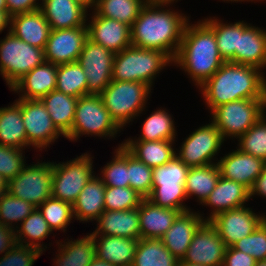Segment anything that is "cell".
<instances>
[{
	"label": "cell",
	"mask_w": 266,
	"mask_h": 266,
	"mask_svg": "<svg viewBox=\"0 0 266 266\" xmlns=\"http://www.w3.org/2000/svg\"><path fill=\"white\" fill-rule=\"evenodd\" d=\"M169 4L147 2L131 25V43L136 48L160 50L174 60L189 18L165 9Z\"/></svg>",
	"instance_id": "1"
},
{
	"label": "cell",
	"mask_w": 266,
	"mask_h": 266,
	"mask_svg": "<svg viewBox=\"0 0 266 266\" xmlns=\"http://www.w3.org/2000/svg\"><path fill=\"white\" fill-rule=\"evenodd\" d=\"M259 68L224 62L199 88L212 112L239 99H266V78Z\"/></svg>",
	"instance_id": "2"
},
{
	"label": "cell",
	"mask_w": 266,
	"mask_h": 266,
	"mask_svg": "<svg viewBox=\"0 0 266 266\" xmlns=\"http://www.w3.org/2000/svg\"><path fill=\"white\" fill-rule=\"evenodd\" d=\"M224 62L214 30L204 20L195 25L187 23L173 63L184 69L200 87Z\"/></svg>",
	"instance_id": "3"
},
{
	"label": "cell",
	"mask_w": 266,
	"mask_h": 266,
	"mask_svg": "<svg viewBox=\"0 0 266 266\" xmlns=\"http://www.w3.org/2000/svg\"><path fill=\"white\" fill-rule=\"evenodd\" d=\"M173 60L160 50L134 46L115 53L112 80L143 82L150 87L155 76Z\"/></svg>",
	"instance_id": "4"
},
{
	"label": "cell",
	"mask_w": 266,
	"mask_h": 266,
	"mask_svg": "<svg viewBox=\"0 0 266 266\" xmlns=\"http://www.w3.org/2000/svg\"><path fill=\"white\" fill-rule=\"evenodd\" d=\"M151 87L143 82L114 81L100 94L105 108L122 129L145 109Z\"/></svg>",
	"instance_id": "5"
},
{
	"label": "cell",
	"mask_w": 266,
	"mask_h": 266,
	"mask_svg": "<svg viewBox=\"0 0 266 266\" xmlns=\"http://www.w3.org/2000/svg\"><path fill=\"white\" fill-rule=\"evenodd\" d=\"M189 169L177 156L164 165L152 168V192L147 199L164 208L182 212L190 210L183 205V201L188 199L185 184Z\"/></svg>",
	"instance_id": "6"
},
{
	"label": "cell",
	"mask_w": 266,
	"mask_h": 266,
	"mask_svg": "<svg viewBox=\"0 0 266 266\" xmlns=\"http://www.w3.org/2000/svg\"><path fill=\"white\" fill-rule=\"evenodd\" d=\"M120 130L100 95L88 94L78 98L72 129L65 138L77 141L79 136L86 134L114 138Z\"/></svg>",
	"instance_id": "7"
},
{
	"label": "cell",
	"mask_w": 266,
	"mask_h": 266,
	"mask_svg": "<svg viewBox=\"0 0 266 266\" xmlns=\"http://www.w3.org/2000/svg\"><path fill=\"white\" fill-rule=\"evenodd\" d=\"M44 62L43 49L24 42L10 31L0 41V74L9 88Z\"/></svg>",
	"instance_id": "8"
},
{
	"label": "cell",
	"mask_w": 266,
	"mask_h": 266,
	"mask_svg": "<svg viewBox=\"0 0 266 266\" xmlns=\"http://www.w3.org/2000/svg\"><path fill=\"white\" fill-rule=\"evenodd\" d=\"M266 99H239L216 107L211 122L223 138L243 135L266 112Z\"/></svg>",
	"instance_id": "9"
},
{
	"label": "cell",
	"mask_w": 266,
	"mask_h": 266,
	"mask_svg": "<svg viewBox=\"0 0 266 266\" xmlns=\"http://www.w3.org/2000/svg\"><path fill=\"white\" fill-rule=\"evenodd\" d=\"M88 153L66 163H52V197L73 205L94 176L93 161Z\"/></svg>",
	"instance_id": "10"
},
{
	"label": "cell",
	"mask_w": 266,
	"mask_h": 266,
	"mask_svg": "<svg viewBox=\"0 0 266 266\" xmlns=\"http://www.w3.org/2000/svg\"><path fill=\"white\" fill-rule=\"evenodd\" d=\"M7 192L30 202L36 208L52 197V162H37L8 181Z\"/></svg>",
	"instance_id": "11"
},
{
	"label": "cell",
	"mask_w": 266,
	"mask_h": 266,
	"mask_svg": "<svg viewBox=\"0 0 266 266\" xmlns=\"http://www.w3.org/2000/svg\"><path fill=\"white\" fill-rule=\"evenodd\" d=\"M114 57L115 53L87 38L78 58L87 78V95H100L110 84Z\"/></svg>",
	"instance_id": "12"
},
{
	"label": "cell",
	"mask_w": 266,
	"mask_h": 266,
	"mask_svg": "<svg viewBox=\"0 0 266 266\" xmlns=\"http://www.w3.org/2000/svg\"><path fill=\"white\" fill-rule=\"evenodd\" d=\"M224 140L212 122L195 129L184 140L176 156L189 167L211 165L214 164L212 159L214 160L213 157L221 149Z\"/></svg>",
	"instance_id": "13"
},
{
	"label": "cell",
	"mask_w": 266,
	"mask_h": 266,
	"mask_svg": "<svg viewBox=\"0 0 266 266\" xmlns=\"http://www.w3.org/2000/svg\"><path fill=\"white\" fill-rule=\"evenodd\" d=\"M21 114L29 147L36 149L49 147V144L61 135L65 137L53 124L49 112L40 99H22Z\"/></svg>",
	"instance_id": "14"
},
{
	"label": "cell",
	"mask_w": 266,
	"mask_h": 266,
	"mask_svg": "<svg viewBox=\"0 0 266 266\" xmlns=\"http://www.w3.org/2000/svg\"><path fill=\"white\" fill-rule=\"evenodd\" d=\"M266 219V216L254 213L249 207H239L217 214L209 220L227 247L252 234Z\"/></svg>",
	"instance_id": "15"
},
{
	"label": "cell",
	"mask_w": 266,
	"mask_h": 266,
	"mask_svg": "<svg viewBox=\"0 0 266 266\" xmlns=\"http://www.w3.org/2000/svg\"><path fill=\"white\" fill-rule=\"evenodd\" d=\"M227 245L222 241L216 229L209 221H205L195 232L184 263L204 266H222Z\"/></svg>",
	"instance_id": "16"
},
{
	"label": "cell",
	"mask_w": 266,
	"mask_h": 266,
	"mask_svg": "<svg viewBox=\"0 0 266 266\" xmlns=\"http://www.w3.org/2000/svg\"><path fill=\"white\" fill-rule=\"evenodd\" d=\"M87 38V27L51 29L44 50L45 61L56 65L77 62Z\"/></svg>",
	"instance_id": "17"
},
{
	"label": "cell",
	"mask_w": 266,
	"mask_h": 266,
	"mask_svg": "<svg viewBox=\"0 0 266 266\" xmlns=\"http://www.w3.org/2000/svg\"><path fill=\"white\" fill-rule=\"evenodd\" d=\"M92 21L87 25L88 38L113 53L132 46L131 27L118 20L97 15L95 12Z\"/></svg>",
	"instance_id": "18"
},
{
	"label": "cell",
	"mask_w": 266,
	"mask_h": 266,
	"mask_svg": "<svg viewBox=\"0 0 266 266\" xmlns=\"http://www.w3.org/2000/svg\"><path fill=\"white\" fill-rule=\"evenodd\" d=\"M223 178L242 183L249 190L263 172L266 162L239 149L221 157L217 162Z\"/></svg>",
	"instance_id": "19"
},
{
	"label": "cell",
	"mask_w": 266,
	"mask_h": 266,
	"mask_svg": "<svg viewBox=\"0 0 266 266\" xmlns=\"http://www.w3.org/2000/svg\"><path fill=\"white\" fill-rule=\"evenodd\" d=\"M204 222V217L197 212H181L172 227L160 239L170 253L181 261L186 256L195 232Z\"/></svg>",
	"instance_id": "20"
},
{
	"label": "cell",
	"mask_w": 266,
	"mask_h": 266,
	"mask_svg": "<svg viewBox=\"0 0 266 266\" xmlns=\"http://www.w3.org/2000/svg\"><path fill=\"white\" fill-rule=\"evenodd\" d=\"M51 29L87 27V8L75 0H42L40 5Z\"/></svg>",
	"instance_id": "21"
},
{
	"label": "cell",
	"mask_w": 266,
	"mask_h": 266,
	"mask_svg": "<svg viewBox=\"0 0 266 266\" xmlns=\"http://www.w3.org/2000/svg\"><path fill=\"white\" fill-rule=\"evenodd\" d=\"M250 200V190L242 183L220 176L216 187L202 205L212 207L209 221L217 214L244 206Z\"/></svg>",
	"instance_id": "22"
},
{
	"label": "cell",
	"mask_w": 266,
	"mask_h": 266,
	"mask_svg": "<svg viewBox=\"0 0 266 266\" xmlns=\"http://www.w3.org/2000/svg\"><path fill=\"white\" fill-rule=\"evenodd\" d=\"M57 65L49 62L37 66L10 89L16 93H22V99H41L56 89Z\"/></svg>",
	"instance_id": "23"
},
{
	"label": "cell",
	"mask_w": 266,
	"mask_h": 266,
	"mask_svg": "<svg viewBox=\"0 0 266 266\" xmlns=\"http://www.w3.org/2000/svg\"><path fill=\"white\" fill-rule=\"evenodd\" d=\"M182 211L164 208L144 198L139 206L140 239H160Z\"/></svg>",
	"instance_id": "24"
},
{
	"label": "cell",
	"mask_w": 266,
	"mask_h": 266,
	"mask_svg": "<svg viewBox=\"0 0 266 266\" xmlns=\"http://www.w3.org/2000/svg\"><path fill=\"white\" fill-rule=\"evenodd\" d=\"M93 235L140 239L139 207L125 211L105 210L96 220Z\"/></svg>",
	"instance_id": "25"
},
{
	"label": "cell",
	"mask_w": 266,
	"mask_h": 266,
	"mask_svg": "<svg viewBox=\"0 0 266 266\" xmlns=\"http://www.w3.org/2000/svg\"><path fill=\"white\" fill-rule=\"evenodd\" d=\"M10 32L24 42L45 50L51 27L39 9L11 16Z\"/></svg>",
	"instance_id": "26"
},
{
	"label": "cell",
	"mask_w": 266,
	"mask_h": 266,
	"mask_svg": "<svg viewBox=\"0 0 266 266\" xmlns=\"http://www.w3.org/2000/svg\"><path fill=\"white\" fill-rule=\"evenodd\" d=\"M235 63L253 66L262 70L266 67V30L248 26L240 35L235 49Z\"/></svg>",
	"instance_id": "27"
},
{
	"label": "cell",
	"mask_w": 266,
	"mask_h": 266,
	"mask_svg": "<svg viewBox=\"0 0 266 266\" xmlns=\"http://www.w3.org/2000/svg\"><path fill=\"white\" fill-rule=\"evenodd\" d=\"M93 236L99 259L114 266H132L139 239L108 235Z\"/></svg>",
	"instance_id": "28"
},
{
	"label": "cell",
	"mask_w": 266,
	"mask_h": 266,
	"mask_svg": "<svg viewBox=\"0 0 266 266\" xmlns=\"http://www.w3.org/2000/svg\"><path fill=\"white\" fill-rule=\"evenodd\" d=\"M105 190L106 186L101 177L94 174L72 205L75 219L80 222L93 221L92 219L96 221L105 211Z\"/></svg>",
	"instance_id": "29"
},
{
	"label": "cell",
	"mask_w": 266,
	"mask_h": 266,
	"mask_svg": "<svg viewBox=\"0 0 266 266\" xmlns=\"http://www.w3.org/2000/svg\"><path fill=\"white\" fill-rule=\"evenodd\" d=\"M174 141H125L122 142V146L137 160L154 168L164 165L176 156L173 148Z\"/></svg>",
	"instance_id": "30"
},
{
	"label": "cell",
	"mask_w": 266,
	"mask_h": 266,
	"mask_svg": "<svg viewBox=\"0 0 266 266\" xmlns=\"http://www.w3.org/2000/svg\"><path fill=\"white\" fill-rule=\"evenodd\" d=\"M0 144L20 149L29 147L21 114V98L11 106L0 108Z\"/></svg>",
	"instance_id": "31"
},
{
	"label": "cell",
	"mask_w": 266,
	"mask_h": 266,
	"mask_svg": "<svg viewBox=\"0 0 266 266\" xmlns=\"http://www.w3.org/2000/svg\"><path fill=\"white\" fill-rule=\"evenodd\" d=\"M40 100L49 112L53 124L66 136L72 129L78 98L55 89Z\"/></svg>",
	"instance_id": "32"
},
{
	"label": "cell",
	"mask_w": 266,
	"mask_h": 266,
	"mask_svg": "<svg viewBox=\"0 0 266 266\" xmlns=\"http://www.w3.org/2000/svg\"><path fill=\"white\" fill-rule=\"evenodd\" d=\"M57 242L58 255L55 258V266H89L97 257L96 243L92 233L74 241Z\"/></svg>",
	"instance_id": "33"
},
{
	"label": "cell",
	"mask_w": 266,
	"mask_h": 266,
	"mask_svg": "<svg viewBox=\"0 0 266 266\" xmlns=\"http://www.w3.org/2000/svg\"><path fill=\"white\" fill-rule=\"evenodd\" d=\"M220 176L217 162L211 165L190 167L185 184L187 198L194 195L203 204L216 187Z\"/></svg>",
	"instance_id": "34"
},
{
	"label": "cell",
	"mask_w": 266,
	"mask_h": 266,
	"mask_svg": "<svg viewBox=\"0 0 266 266\" xmlns=\"http://www.w3.org/2000/svg\"><path fill=\"white\" fill-rule=\"evenodd\" d=\"M204 21L214 30L218 51L223 60L235 63V49H238L239 35L249 25L243 21L225 24L215 17Z\"/></svg>",
	"instance_id": "35"
},
{
	"label": "cell",
	"mask_w": 266,
	"mask_h": 266,
	"mask_svg": "<svg viewBox=\"0 0 266 266\" xmlns=\"http://www.w3.org/2000/svg\"><path fill=\"white\" fill-rule=\"evenodd\" d=\"M179 260L164 246L161 239H139L132 266H178Z\"/></svg>",
	"instance_id": "36"
},
{
	"label": "cell",
	"mask_w": 266,
	"mask_h": 266,
	"mask_svg": "<svg viewBox=\"0 0 266 266\" xmlns=\"http://www.w3.org/2000/svg\"><path fill=\"white\" fill-rule=\"evenodd\" d=\"M146 4V0H96L92 9L99 16L118 20L131 27Z\"/></svg>",
	"instance_id": "37"
},
{
	"label": "cell",
	"mask_w": 266,
	"mask_h": 266,
	"mask_svg": "<svg viewBox=\"0 0 266 266\" xmlns=\"http://www.w3.org/2000/svg\"><path fill=\"white\" fill-rule=\"evenodd\" d=\"M15 232L17 244L35 247L38 250L44 251V244H40V241L47 238V236L52 233V230L49 228L47 221L40 211L35 208L32 213L21 222L19 230H15Z\"/></svg>",
	"instance_id": "38"
},
{
	"label": "cell",
	"mask_w": 266,
	"mask_h": 266,
	"mask_svg": "<svg viewBox=\"0 0 266 266\" xmlns=\"http://www.w3.org/2000/svg\"><path fill=\"white\" fill-rule=\"evenodd\" d=\"M175 136L176 129L171 115L164 109H158L145 119L142 134L137 140L129 138L125 141L175 140Z\"/></svg>",
	"instance_id": "39"
},
{
	"label": "cell",
	"mask_w": 266,
	"mask_h": 266,
	"mask_svg": "<svg viewBox=\"0 0 266 266\" xmlns=\"http://www.w3.org/2000/svg\"><path fill=\"white\" fill-rule=\"evenodd\" d=\"M56 90L76 98L87 95V78L78 61L57 65Z\"/></svg>",
	"instance_id": "40"
},
{
	"label": "cell",
	"mask_w": 266,
	"mask_h": 266,
	"mask_svg": "<svg viewBox=\"0 0 266 266\" xmlns=\"http://www.w3.org/2000/svg\"><path fill=\"white\" fill-rule=\"evenodd\" d=\"M37 209L43 215L52 231H66L72 217L74 219L72 205L54 197L48 198Z\"/></svg>",
	"instance_id": "41"
},
{
	"label": "cell",
	"mask_w": 266,
	"mask_h": 266,
	"mask_svg": "<svg viewBox=\"0 0 266 266\" xmlns=\"http://www.w3.org/2000/svg\"><path fill=\"white\" fill-rule=\"evenodd\" d=\"M114 153L112 161L103 167L101 179L106 187H128V151L120 144Z\"/></svg>",
	"instance_id": "42"
},
{
	"label": "cell",
	"mask_w": 266,
	"mask_h": 266,
	"mask_svg": "<svg viewBox=\"0 0 266 266\" xmlns=\"http://www.w3.org/2000/svg\"><path fill=\"white\" fill-rule=\"evenodd\" d=\"M36 207L8 192L0 195V224L14 228L13 222L24 221Z\"/></svg>",
	"instance_id": "43"
},
{
	"label": "cell",
	"mask_w": 266,
	"mask_h": 266,
	"mask_svg": "<svg viewBox=\"0 0 266 266\" xmlns=\"http://www.w3.org/2000/svg\"><path fill=\"white\" fill-rule=\"evenodd\" d=\"M240 151L261 158L266 162V115L239 136Z\"/></svg>",
	"instance_id": "44"
},
{
	"label": "cell",
	"mask_w": 266,
	"mask_h": 266,
	"mask_svg": "<svg viewBox=\"0 0 266 266\" xmlns=\"http://www.w3.org/2000/svg\"><path fill=\"white\" fill-rule=\"evenodd\" d=\"M144 199L136 190L128 187H106L105 210L125 211L138 208Z\"/></svg>",
	"instance_id": "45"
},
{
	"label": "cell",
	"mask_w": 266,
	"mask_h": 266,
	"mask_svg": "<svg viewBox=\"0 0 266 266\" xmlns=\"http://www.w3.org/2000/svg\"><path fill=\"white\" fill-rule=\"evenodd\" d=\"M128 179L129 187L136 190L144 198L152 192L153 172L143 162L137 160L128 152Z\"/></svg>",
	"instance_id": "46"
},
{
	"label": "cell",
	"mask_w": 266,
	"mask_h": 266,
	"mask_svg": "<svg viewBox=\"0 0 266 266\" xmlns=\"http://www.w3.org/2000/svg\"><path fill=\"white\" fill-rule=\"evenodd\" d=\"M233 247L251 255L256 261L266 260V219L252 234L238 240Z\"/></svg>",
	"instance_id": "47"
},
{
	"label": "cell",
	"mask_w": 266,
	"mask_h": 266,
	"mask_svg": "<svg viewBox=\"0 0 266 266\" xmlns=\"http://www.w3.org/2000/svg\"><path fill=\"white\" fill-rule=\"evenodd\" d=\"M23 149L0 144V175L6 181L12 180L25 168Z\"/></svg>",
	"instance_id": "48"
},
{
	"label": "cell",
	"mask_w": 266,
	"mask_h": 266,
	"mask_svg": "<svg viewBox=\"0 0 266 266\" xmlns=\"http://www.w3.org/2000/svg\"><path fill=\"white\" fill-rule=\"evenodd\" d=\"M42 253L35 247L16 243L0 258V266H32Z\"/></svg>",
	"instance_id": "49"
},
{
	"label": "cell",
	"mask_w": 266,
	"mask_h": 266,
	"mask_svg": "<svg viewBox=\"0 0 266 266\" xmlns=\"http://www.w3.org/2000/svg\"><path fill=\"white\" fill-rule=\"evenodd\" d=\"M256 260L249 254L227 247L222 266H255Z\"/></svg>",
	"instance_id": "50"
},
{
	"label": "cell",
	"mask_w": 266,
	"mask_h": 266,
	"mask_svg": "<svg viewBox=\"0 0 266 266\" xmlns=\"http://www.w3.org/2000/svg\"><path fill=\"white\" fill-rule=\"evenodd\" d=\"M37 0H6L7 12L10 16L39 10L41 4Z\"/></svg>",
	"instance_id": "51"
},
{
	"label": "cell",
	"mask_w": 266,
	"mask_h": 266,
	"mask_svg": "<svg viewBox=\"0 0 266 266\" xmlns=\"http://www.w3.org/2000/svg\"><path fill=\"white\" fill-rule=\"evenodd\" d=\"M15 244V228L0 224V254L7 253Z\"/></svg>",
	"instance_id": "52"
},
{
	"label": "cell",
	"mask_w": 266,
	"mask_h": 266,
	"mask_svg": "<svg viewBox=\"0 0 266 266\" xmlns=\"http://www.w3.org/2000/svg\"><path fill=\"white\" fill-rule=\"evenodd\" d=\"M254 195L266 197V167L263 172L256 178L255 183L250 189V199Z\"/></svg>",
	"instance_id": "53"
},
{
	"label": "cell",
	"mask_w": 266,
	"mask_h": 266,
	"mask_svg": "<svg viewBox=\"0 0 266 266\" xmlns=\"http://www.w3.org/2000/svg\"><path fill=\"white\" fill-rule=\"evenodd\" d=\"M11 16L7 11H0V33L6 28L9 27L10 31ZM9 25V26H8Z\"/></svg>",
	"instance_id": "54"
},
{
	"label": "cell",
	"mask_w": 266,
	"mask_h": 266,
	"mask_svg": "<svg viewBox=\"0 0 266 266\" xmlns=\"http://www.w3.org/2000/svg\"><path fill=\"white\" fill-rule=\"evenodd\" d=\"M89 266H114V265L96 257Z\"/></svg>",
	"instance_id": "55"
},
{
	"label": "cell",
	"mask_w": 266,
	"mask_h": 266,
	"mask_svg": "<svg viewBox=\"0 0 266 266\" xmlns=\"http://www.w3.org/2000/svg\"><path fill=\"white\" fill-rule=\"evenodd\" d=\"M8 181L0 175V195L7 192Z\"/></svg>",
	"instance_id": "56"
},
{
	"label": "cell",
	"mask_w": 266,
	"mask_h": 266,
	"mask_svg": "<svg viewBox=\"0 0 266 266\" xmlns=\"http://www.w3.org/2000/svg\"><path fill=\"white\" fill-rule=\"evenodd\" d=\"M75 1L79 2L86 8H91L94 7L96 0H75Z\"/></svg>",
	"instance_id": "57"
},
{
	"label": "cell",
	"mask_w": 266,
	"mask_h": 266,
	"mask_svg": "<svg viewBox=\"0 0 266 266\" xmlns=\"http://www.w3.org/2000/svg\"><path fill=\"white\" fill-rule=\"evenodd\" d=\"M0 11H7L6 0H0Z\"/></svg>",
	"instance_id": "58"
},
{
	"label": "cell",
	"mask_w": 266,
	"mask_h": 266,
	"mask_svg": "<svg viewBox=\"0 0 266 266\" xmlns=\"http://www.w3.org/2000/svg\"><path fill=\"white\" fill-rule=\"evenodd\" d=\"M178 266H204L200 264H189V263H184L183 261L178 262Z\"/></svg>",
	"instance_id": "59"
},
{
	"label": "cell",
	"mask_w": 266,
	"mask_h": 266,
	"mask_svg": "<svg viewBox=\"0 0 266 266\" xmlns=\"http://www.w3.org/2000/svg\"><path fill=\"white\" fill-rule=\"evenodd\" d=\"M147 2L173 3L175 0H146ZM177 1V0H176Z\"/></svg>",
	"instance_id": "60"
},
{
	"label": "cell",
	"mask_w": 266,
	"mask_h": 266,
	"mask_svg": "<svg viewBox=\"0 0 266 266\" xmlns=\"http://www.w3.org/2000/svg\"><path fill=\"white\" fill-rule=\"evenodd\" d=\"M255 266H266V260L256 261Z\"/></svg>",
	"instance_id": "61"
},
{
	"label": "cell",
	"mask_w": 266,
	"mask_h": 266,
	"mask_svg": "<svg viewBox=\"0 0 266 266\" xmlns=\"http://www.w3.org/2000/svg\"><path fill=\"white\" fill-rule=\"evenodd\" d=\"M223 1H224V2H225V1H233V2H234V1H235V2H239V1H241V2H242V1H254V0H223ZM256 1H257V0H256ZM258 1H259V0H258Z\"/></svg>",
	"instance_id": "62"
}]
</instances>
